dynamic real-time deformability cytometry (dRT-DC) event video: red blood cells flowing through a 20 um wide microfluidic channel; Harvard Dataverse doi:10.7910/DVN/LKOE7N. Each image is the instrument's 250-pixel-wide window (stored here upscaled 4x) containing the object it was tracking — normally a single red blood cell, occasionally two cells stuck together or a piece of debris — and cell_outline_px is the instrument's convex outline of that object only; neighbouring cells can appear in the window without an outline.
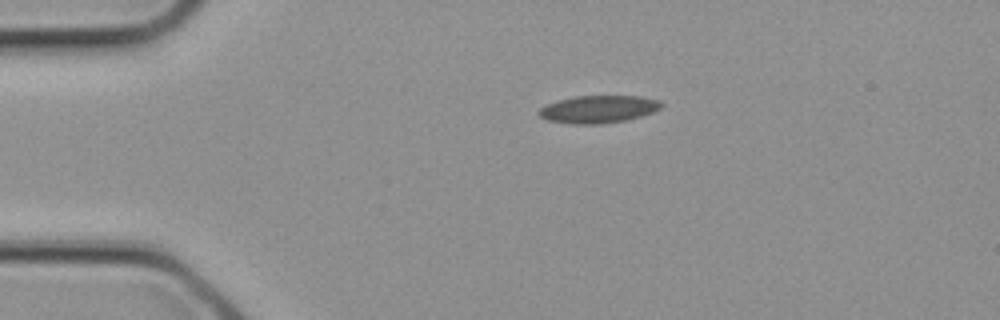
{"species": "common noctule bat (a hibernating species)", "species_latin": "Nyctalus noctula", "temperature_condition": "cold", "stored_images_in_passage": 2, "camera_frame_rate_fps": 3000, "um_per_image_px": 0.085, "animal": {"sex": "female", "body_mass_g": 21.9}, "frame": {"image": 1, "passage_image": 1, "time_ms": 0.0, "image_size_px": [1000, 320], "cell_outline_px": [[664, 104], [660, 108], [652, 112], [640, 116], [624, 120], [600, 124], [572, 124], [548, 120], [540, 116], [536, 112], [540, 108], [556, 100], [576, 96], [640, 96], [660, 100]], "centroid_in_image_um": [50.85, 9.27], "position_along_channel_um": 34.1, "area_um2": 19.59}}
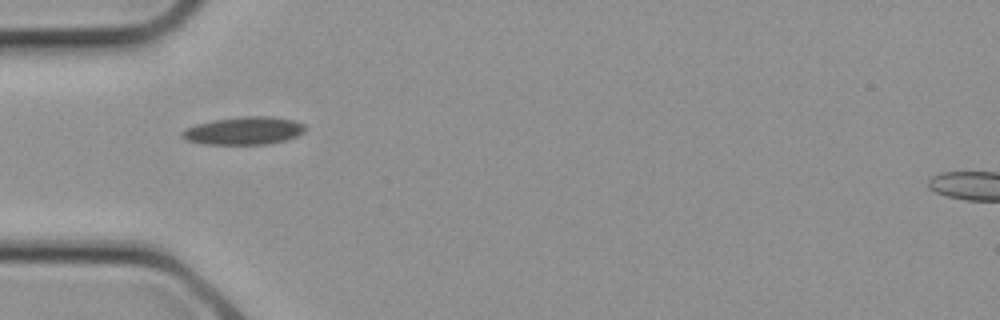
{"frame": {"image": 2, "passage_image": 2, "time_ms": 0.333, "image_size_px": [1000, 320], "cell_outline_px": [[304, 132], [296, 136], [284, 140], [268, 144], [204, 144], [188, 140], [180, 136], [180, 132], [184, 128], [196, 124], [216, 120], [244, 116], [272, 116], [296, 120], [304, 124]], "centroid_in_image_um": [20.73, 11.1], "position_along_channel_um": 64.3, "area_um2": 19.94}}